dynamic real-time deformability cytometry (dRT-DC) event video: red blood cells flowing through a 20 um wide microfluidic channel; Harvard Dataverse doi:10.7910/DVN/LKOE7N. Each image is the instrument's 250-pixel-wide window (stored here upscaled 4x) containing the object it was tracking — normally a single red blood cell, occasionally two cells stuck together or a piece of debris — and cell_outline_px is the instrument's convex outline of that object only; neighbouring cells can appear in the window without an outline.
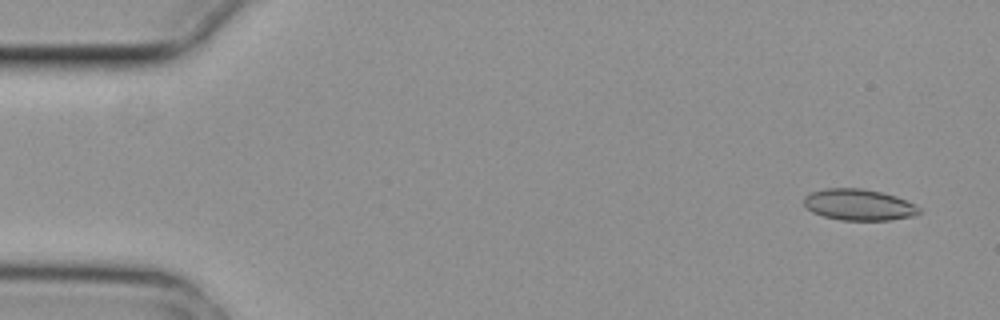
{"species": "common noctule bat (a hibernating species)", "species_latin": "Nyctalus noctula", "temperature_condition": "cold", "stored_images_in_passage": 9, "camera_frame_rate_fps": 3000, "um_per_image_px": 0.085, "animal": {"sex": "female", "body_mass_g": 29.2, "forearm_length_mm": 56.3}, "frame": {"image": 1, "passage_image": 1, "time_ms": 0.0, "image_size_px": [1000, 320], "cell_outline_px": [[920, 212], [912, 216], [888, 220], [840, 220], [824, 216], [812, 212], [804, 204], [804, 196], [808, 192], [824, 188], [860, 188], [880, 192], [896, 196], [916, 204], [920, 208]], "centroid_in_image_um": [72.97, 17.39], "position_along_channel_um": 12.0, "area_um2": 21.04}}
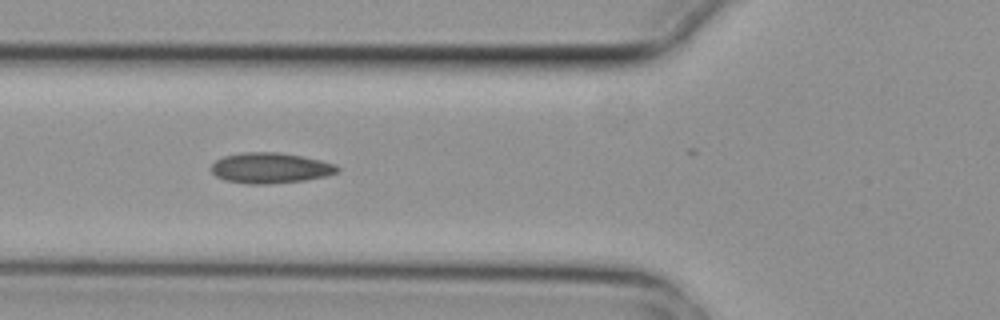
{"frame": {"image": 2, "passage_image": 6, "time_ms": 1.667, "image_size_px": [1000, 320], "cell_outline_px": [[340, 172], [324, 176], [304, 180], [268, 184], [248, 184], [224, 180], [216, 176], [212, 172], [212, 164], [216, 160], [224, 156], [240, 152], [276, 152], [300, 156], [320, 160], [336, 164], [340, 168]], "centroid_in_image_um": [22.97, 14.28], "position_along_channel_um": 102.8, "area_um2": 22.43}}
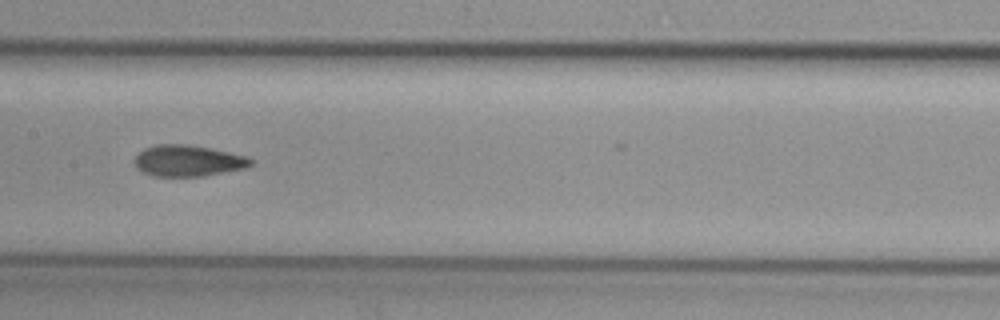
{"frame": {"image": 3, "passage_image": 8, "time_ms": 2.333, "image_size_px": [1000, 320], "cell_outline_px": [[256, 160], [248, 168], [204, 176], [152, 176], [136, 168], [132, 164], [132, 160], [144, 148], [156, 144], [188, 144], [212, 148], [248, 156]], "centroid_in_image_um": [16.01, 13.66], "position_along_channel_um": 191.4, "area_um2": 21.68}}